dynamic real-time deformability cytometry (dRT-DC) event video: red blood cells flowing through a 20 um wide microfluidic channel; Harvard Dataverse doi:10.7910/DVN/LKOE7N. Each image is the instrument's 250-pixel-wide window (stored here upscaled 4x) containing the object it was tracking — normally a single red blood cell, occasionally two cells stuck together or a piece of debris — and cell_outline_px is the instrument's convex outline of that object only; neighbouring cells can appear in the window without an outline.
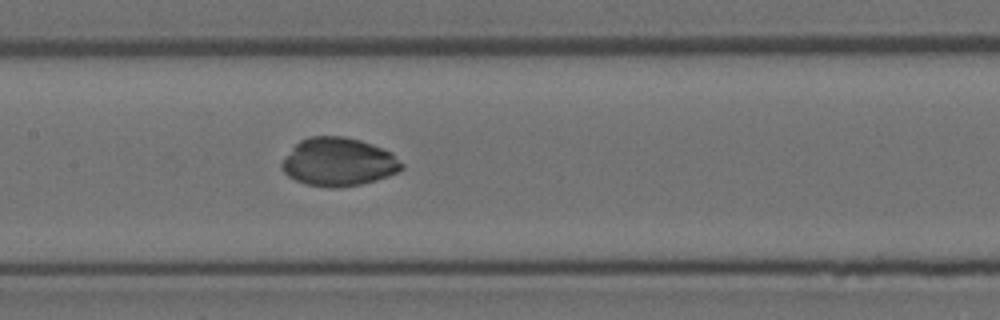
{"species": "Egyptian fruit bat (a non-hibernating species)", "species_latin": "Rousettus aegyptiacus", "temperature_condition": "room temperature", "stored_images_in_passage": 6, "camera_frame_rate_fps": 3000, "um_per_image_px": 0.085, "animal": {"sex": "female"}, "frame": {"image": 1, "passage_image": 6, "time_ms": 1.667, "image_size_px": [1000, 320], "cell_outline_px": [[404, 168], [388, 176], [376, 180], [360, 184], [336, 188], [332, 188], [304, 184], [288, 176], [284, 172], [280, 164], [296, 144], [300, 140], [308, 136], [344, 136], [360, 140], [372, 144], [392, 152], [404, 164]], "centroid_in_image_um": [28.79, 13.76], "position_along_channel_um": 178.6, "area_um2": 33.76}}